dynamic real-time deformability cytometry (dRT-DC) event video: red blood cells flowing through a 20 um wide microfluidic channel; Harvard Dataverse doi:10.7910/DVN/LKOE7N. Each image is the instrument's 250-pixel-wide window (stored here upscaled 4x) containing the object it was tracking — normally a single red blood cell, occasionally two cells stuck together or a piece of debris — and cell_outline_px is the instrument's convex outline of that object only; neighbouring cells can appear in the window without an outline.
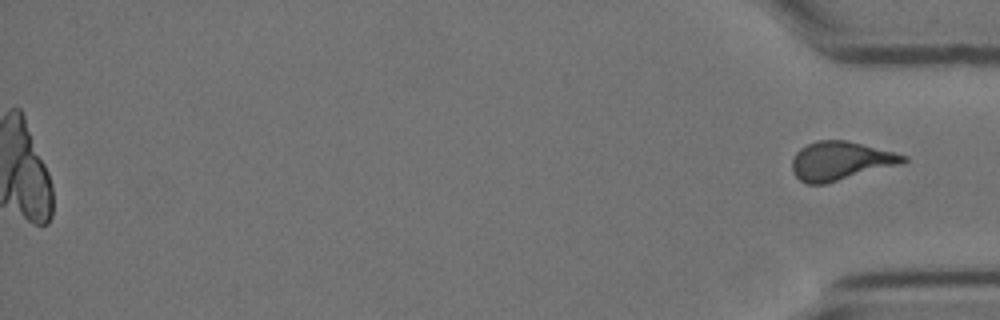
{"species": "Egyptian fruit bat (a non-hibernating species)", "species_latin": "Rousettus aegyptiacus", "temperature_condition": "cold", "stored_images_in_passage": 60, "camera_frame_rate_fps": 3000, "um_per_image_px": 0.085, "animal": {"sex": "female"}, "frame": {"image": 1, "passage_image": 60, "time_ms": 19.667, "image_size_px": [1000, 320], "cell_outline_px": [[908, 160], [900, 164], [824, 184], [808, 184], [800, 180], [792, 172], [792, 160], [796, 152], [800, 148], [816, 140], [844, 140], [908, 156]], "centroid_in_image_um": [71.4, 13.68], "position_along_channel_um": 363.8, "area_um2": 24.62}}